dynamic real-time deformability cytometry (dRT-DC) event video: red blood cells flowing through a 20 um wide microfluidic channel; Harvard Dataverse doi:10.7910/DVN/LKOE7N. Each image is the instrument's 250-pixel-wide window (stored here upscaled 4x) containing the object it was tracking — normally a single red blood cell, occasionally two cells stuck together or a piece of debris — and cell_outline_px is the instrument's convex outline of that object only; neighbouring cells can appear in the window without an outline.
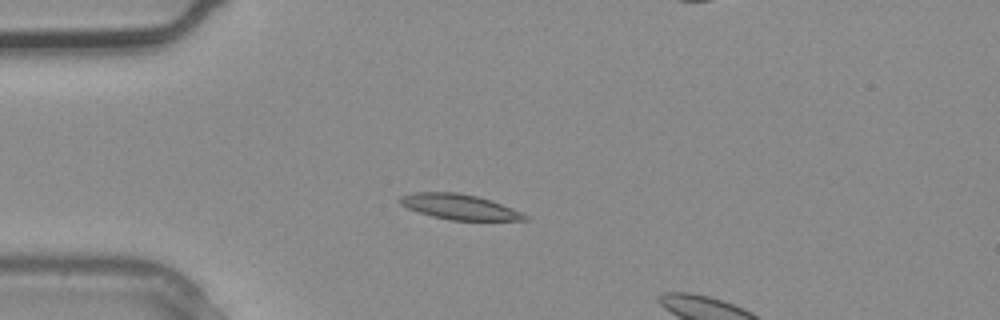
{"species": "common noctule bat (a hibernating species)", "species_latin": "Nyctalus noctula", "temperature_condition": "warm", "stored_images_in_passage": 3, "camera_frame_rate_fps": 3000, "um_per_image_px": 0.085, "animal": {"sex": "male", "body_mass_g": 20.4}, "frame": {"image": 1, "passage_image": 2, "time_ms": 0.333, "image_size_px": [1000, 320], "cell_outline_px": [[528, 220], [448, 220], [432, 216], [408, 208], [400, 204], [396, 200], [400, 196], [412, 192], [460, 192], [476, 196], [512, 208], [528, 216]], "centroid_in_image_um": [38.98, 17.57], "position_along_channel_um": 46.0, "area_um2": 18.26}}